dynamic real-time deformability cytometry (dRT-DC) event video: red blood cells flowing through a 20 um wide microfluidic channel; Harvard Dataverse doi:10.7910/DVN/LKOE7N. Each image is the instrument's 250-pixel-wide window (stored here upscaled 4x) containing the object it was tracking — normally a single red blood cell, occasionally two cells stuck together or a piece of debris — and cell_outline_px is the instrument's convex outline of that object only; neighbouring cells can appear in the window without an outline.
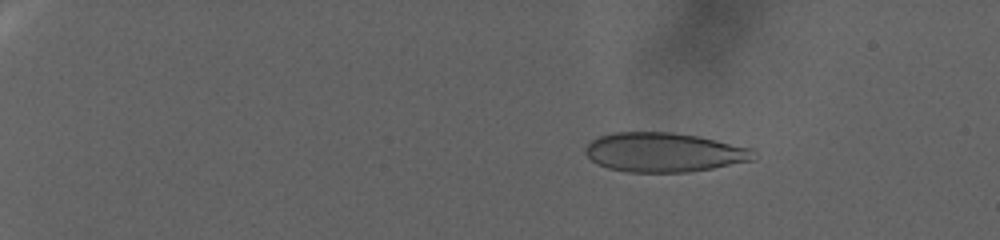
{"species": "human", "species_latin": "Homo sapiens", "temperature_condition": "warm", "stored_images_in_passage": 106, "camera_frame_rate_fps": 3000, "um_per_image_px": 0.085, "donor": {"sex": "female"}, "frame": {"image": 1, "passage_image": 21, "time_ms": 6.667, "image_size_px": [1000, 240], "cell_outline_px": [[756, 160], [712, 168], [688, 172], [628, 172], [608, 168], [592, 160], [584, 152], [584, 148], [592, 140], [600, 136], [612, 132], [672, 132], [700, 136], [752, 148], [756, 152]], "centroid_in_image_um": [56.48, 12.94], "position_along_channel_um": 28.5, "area_um2": 38.78}}
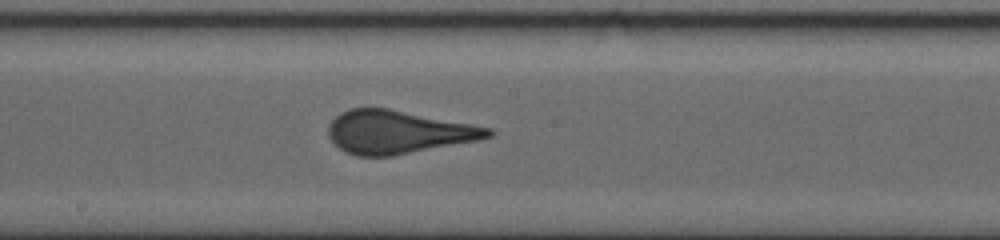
{"frame": {"image": 2, "passage_image": 67, "time_ms": 22.0, "image_size_px": [1000, 240], "cell_outline_px": [[496, 132], [492, 136], [480, 140], [392, 156], [356, 156], [344, 152], [328, 136], [328, 124], [340, 112], [348, 108], [388, 108], [492, 128]], "centroid_in_image_um": [33.83, 11.23], "position_along_channel_um": 214.4, "area_um2": 40.29}}
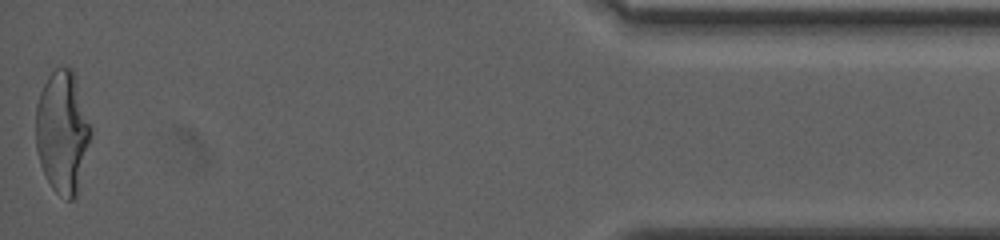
{"frame": {"image": 3, "passage_image": 106, "time_ms": 35.0, "image_size_px": [1000, 240], "cell_outline_px": [[92, 132], [76, 196], [72, 200], [68, 200], [60, 196], [52, 188], [40, 164], [36, 148], [36, 104], [40, 92], [48, 76], [56, 68], [72, 68], [76, 76], [92, 128]], "centroid_in_image_um": [5.31, 11.2], "position_along_channel_um": 429.9, "area_um2": 39.19}}